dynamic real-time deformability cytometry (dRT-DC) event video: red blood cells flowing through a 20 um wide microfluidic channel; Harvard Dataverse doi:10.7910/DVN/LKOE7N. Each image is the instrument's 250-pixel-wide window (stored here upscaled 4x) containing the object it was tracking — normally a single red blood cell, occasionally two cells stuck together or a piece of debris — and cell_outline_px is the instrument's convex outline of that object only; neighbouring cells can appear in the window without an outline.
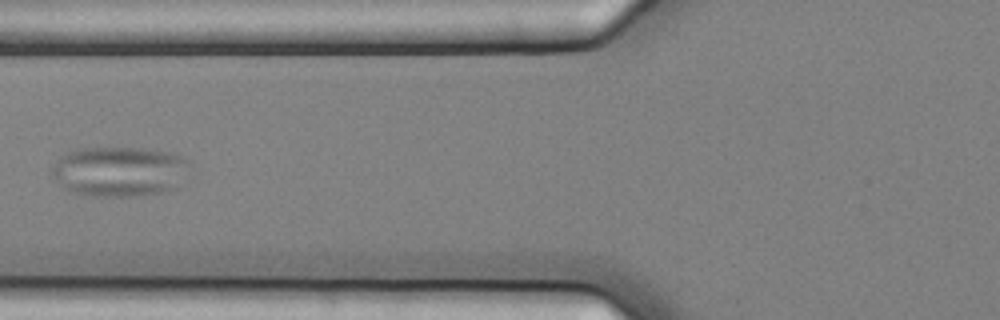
{"species": "common noctule bat (a hibernating species)", "species_latin": "Nyctalus noctula", "temperature_condition": "cold", "stored_images_in_passage": 7, "camera_frame_rate_fps": 3000, "um_per_image_px": 0.085, "animal": {"sex": "female", "body_mass_g": 25.1}, "frame": {"image": 1, "passage_image": 7, "time_ms": 2.0, "image_size_px": [1000, 320], "cell_outline_px": [[188, 160], [176, 188], [160, 192], [140, 196], [96, 196], [68, 192], [60, 188], [52, 172], [52, 168], [60, 156], [76, 148], [144, 148], [168, 152], [180, 156]], "centroid_in_image_um": [10.05, 14.58], "position_along_channel_um": 115.7, "area_um2": 39.88}}